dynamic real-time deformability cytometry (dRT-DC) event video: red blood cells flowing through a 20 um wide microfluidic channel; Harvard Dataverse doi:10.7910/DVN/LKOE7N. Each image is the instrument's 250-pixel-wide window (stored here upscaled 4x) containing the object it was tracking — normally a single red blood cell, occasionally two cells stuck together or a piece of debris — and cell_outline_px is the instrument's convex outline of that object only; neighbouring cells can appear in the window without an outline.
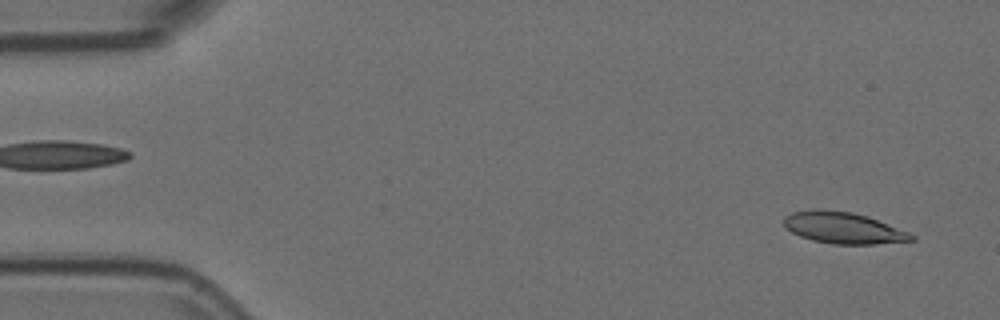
{"species": "Egyptian fruit bat (a non-hibernating species)", "species_latin": "Rousettus aegyptiacus", "temperature_condition": "room temperature", "stored_images_in_passage": 6, "segment_of_instrument_passage": [2, 2], "camera_frame_rate_fps": 3000, "um_per_image_px": 0.085, "animal": {"sex": "female"}, "frame": {"image": 1, "passage_image": 6, "time_ms": 1.667, "image_size_px": [1000, 320], "cell_outline_px": [[916, 240], [876, 244], [832, 244], [812, 240], [800, 236], [792, 232], [784, 224], [784, 216], [792, 212], [812, 208], [816, 208], [852, 212], [868, 216], [908, 232], [916, 236]], "centroid_in_image_um": [71.67, 19.36], "position_along_channel_um": 13.3, "area_um2": 23.47}}